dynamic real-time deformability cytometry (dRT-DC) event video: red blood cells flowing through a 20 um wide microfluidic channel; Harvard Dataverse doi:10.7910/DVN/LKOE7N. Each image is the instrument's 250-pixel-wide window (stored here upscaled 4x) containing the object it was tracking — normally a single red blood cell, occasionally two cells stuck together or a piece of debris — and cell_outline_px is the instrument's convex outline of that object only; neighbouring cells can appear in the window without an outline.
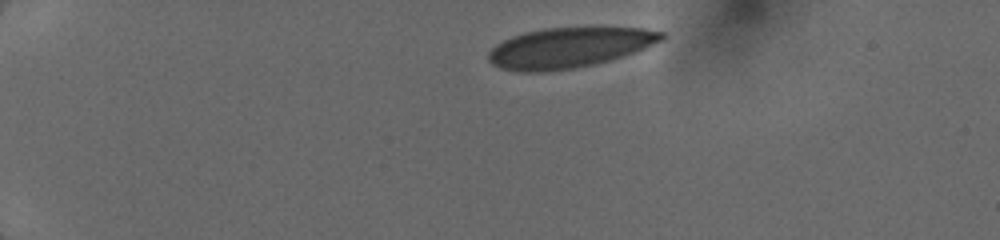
{"species": "human", "species_latin": "Homo sapiens", "temperature_condition": "cold", "stored_images_in_passage": 6, "camera_frame_rate_fps": 3000, "um_per_image_px": 0.085, "donor": {"sex": "female"}, "frame": {"image": 1, "passage_image": 1, "time_ms": 0.0, "image_size_px": [1000, 240], "cell_outline_px": [[664, 40], [636, 52], [596, 64], [576, 68], [544, 72], [520, 72], [500, 68], [492, 64], [488, 60], [488, 52], [496, 44], [512, 36], [524, 32], [544, 28], [644, 28], [664, 32]], "centroid_in_image_um": [48.37, 4.06], "position_along_channel_um": 36.6, "area_um2": 40.75}}
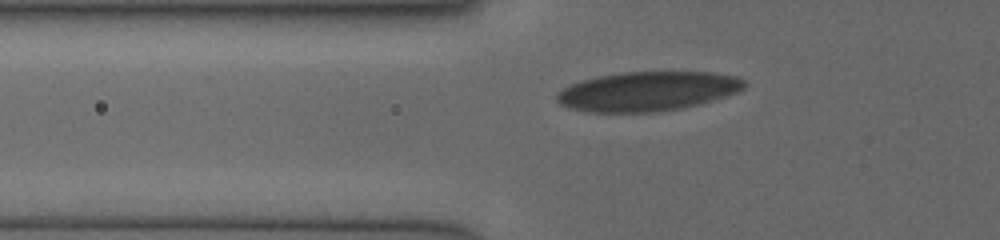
{"frame": {"image": 2, "passage_image": 4, "time_ms": 2.667, "image_size_px": [1000, 240], "cell_outline_px": [[748, 84], [744, 88], [736, 92], [700, 104], [684, 108], [656, 112], [588, 112], [572, 108], [560, 104], [556, 100], [556, 92], [580, 80], [596, 76], [620, 72], [712, 72], [736, 76], [744, 80]], "centroid_in_image_um": [55.04, 7.75], "position_along_channel_um": 70.8, "area_um2": 43.23}}
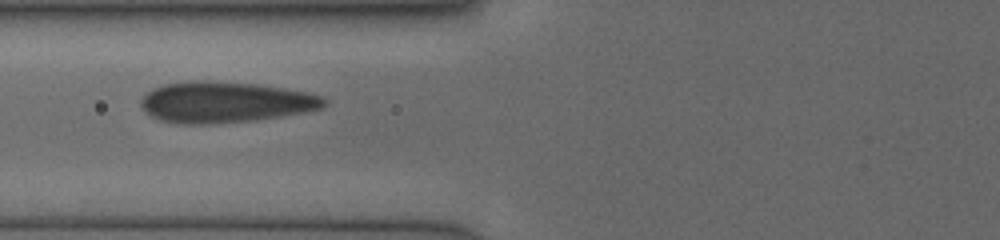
{"frame": {"image": 3, "passage_image": 5, "time_ms": 3.667, "image_size_px": [1000, 240], "cell_outline_px": [[328, 104], [324, 108], [304, 112], [256, 120], [208, 124], [184, 124], [160, 120], [144, 112], [140, 104], [140, 100], [152, 88], [164, 84], [188, 80], [200, 80], [260, 84], [308, 92], [320, 96], [328, 100]], "centroid_in_image_um": [19.14, 8.68], "position_along_channel_um": 106.7, "area_um2": 44.04}}